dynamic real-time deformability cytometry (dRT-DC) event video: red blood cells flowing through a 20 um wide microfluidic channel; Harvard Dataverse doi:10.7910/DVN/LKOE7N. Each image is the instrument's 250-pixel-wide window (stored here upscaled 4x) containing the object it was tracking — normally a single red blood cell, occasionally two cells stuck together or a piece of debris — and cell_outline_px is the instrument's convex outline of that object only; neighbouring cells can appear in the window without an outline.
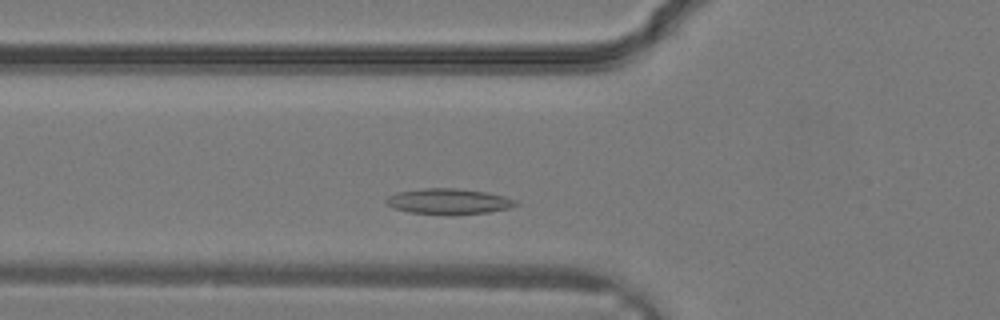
{"species": "common noctule bat (a hibernating species)", "species_latin": "Nyctalus noctula", "temperature_condition": "warm", "stored_images_in_passage": 24, "camera_frame_rate_fps": 3000, "um_per_image_px": 0.085, "animal": {"sex": "male", "body_mass_g": 19.2, "forearm_length_mm": 51.8}, "frame": {"image": 1, "passage_image": 3, "time_ms": 0.667, "image_size_px": [1000, 320], "cell_outline_px": [[520, 204], [508, 208], [488, 212], [408, 212], [392, 208], [384, 204], [384, 200], [388, 196], [396, 192], [424, 188], [456, 188], [484, 192], [504, 196], [516, 200]], "centroid_in_image_um": [38.07, 17.07], "position_along_channel_um": 87.7, "area_um2": 18.61}}
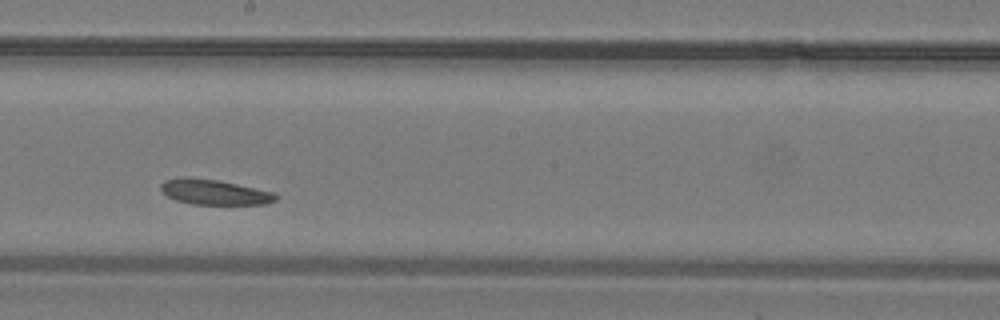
{"frame": {"image": 2, "passage_image": 10, "time_ms": 3.0, "image_size_px": [1000, 320], "cell_outline_px": [[280, 196], [276, 200], [264, 204], [192, 204], [176, 200], [168, 196], [160, 188], [160, 184], [164, 180], [184, 176], [216, 180], [236, 184], [272, 192]], "centroid_in_image_um": [18.19, 16.32], "position_along_channel_um": 230.0, "area_um2": 16.7}}
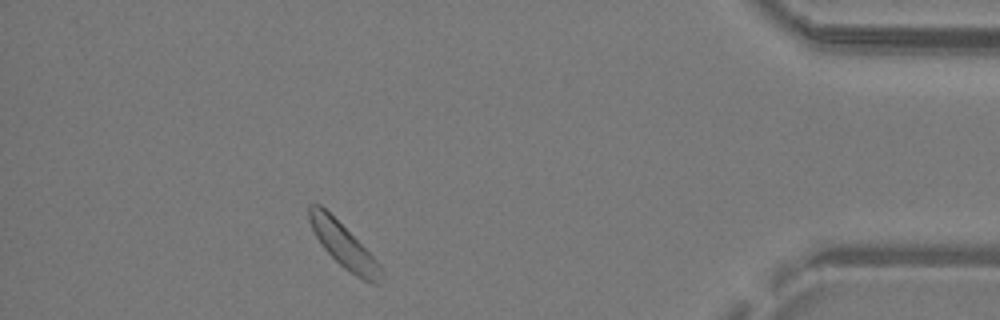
{"frame": {"image": 3, "passage_image": 21, "time_ms": 6.667, "image_size_px": [1000, 320], "cell_outline_px": [[380, 280], [376, 284], [372, 284], [356, 276], [344, 268], [320, 244], [308, 220], [308, 204], [320, 204], [380, 264]], "centroid_in_image_um": [29.15, 20.85], "position_along_channel_um": 406.1, "area_um2": 17.69}}